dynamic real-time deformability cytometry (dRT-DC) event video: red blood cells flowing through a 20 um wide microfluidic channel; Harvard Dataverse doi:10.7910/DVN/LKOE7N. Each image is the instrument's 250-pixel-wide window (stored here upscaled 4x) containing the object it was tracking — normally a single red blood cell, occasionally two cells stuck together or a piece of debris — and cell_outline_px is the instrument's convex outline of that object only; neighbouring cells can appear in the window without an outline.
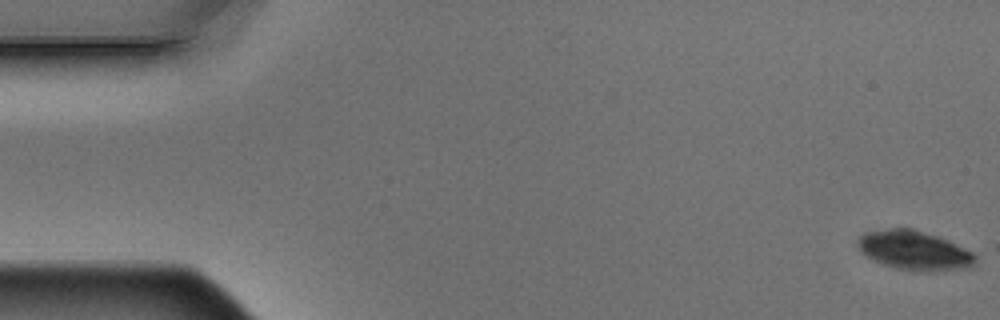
{"species": "Egyptian fruit bat (a non-hibernating species)", "species_latin": "Rousettus aegyptiacus", "temperature_condition": "warm", "stored_images_in_passage": 4, "camera_frame_rate_fps": 3000, "um_per_image_px": 0.085, "animal": {"sex": "male"}, "frame": {"image": 1, "passage_image": 1, "time_ms": 0.0, "image_size_px": [1000, 320], "cell_outline_px": [[976, 260], [968, 268], [932, 272], [924, 272], [896, 268], [884, 264], [860, 252], [856, 244], [856, 240], [864, 232], [888, 228], [908, 228], [924, 232], [936, 236], [964, 248], [972, 252], [976, 256]], "centroid_in_image_um": [77.68, 21.29], "position_along_channel_um": 7.3, "area_um2": 26.7}}